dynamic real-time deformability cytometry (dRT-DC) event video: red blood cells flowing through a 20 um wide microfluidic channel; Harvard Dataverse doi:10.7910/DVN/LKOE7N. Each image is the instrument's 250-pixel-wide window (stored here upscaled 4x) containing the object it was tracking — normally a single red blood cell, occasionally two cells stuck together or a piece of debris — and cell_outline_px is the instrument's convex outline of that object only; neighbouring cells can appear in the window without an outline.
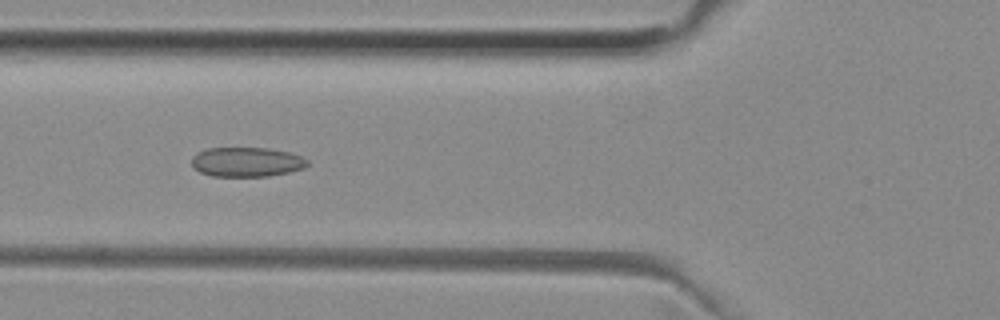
{"species": "common noctule bat (a hibernating species)", "species_latin": "Nyctalus noctula", "temperature_condition": "room temperature", "stored_images_in_passage": 23, "camera_frame_rate_fps": 3000, "um_per_image_px": 0.085, "animal": {"sex": "female", "body_mass_g": 29.2, "forearm_length_mm": 56.3}, "frame": {"image": 1, "passage_image": 7, "time_ms": 2.0, "image_size_px": [1000, 320], "cell_outline_px": [[308, 164], [304, 168], [288, 172], [268, 176], [212, 176], [200, 172], [192, 168], [192, 156], [196, 152], [208, 148], [268, 148], [288, 152], [300, 156], [308, 160]], "centroid_in_image_um": [20.93, 13.76], "position_along_channel_um": 104.9, "area_um2": 19.94}}
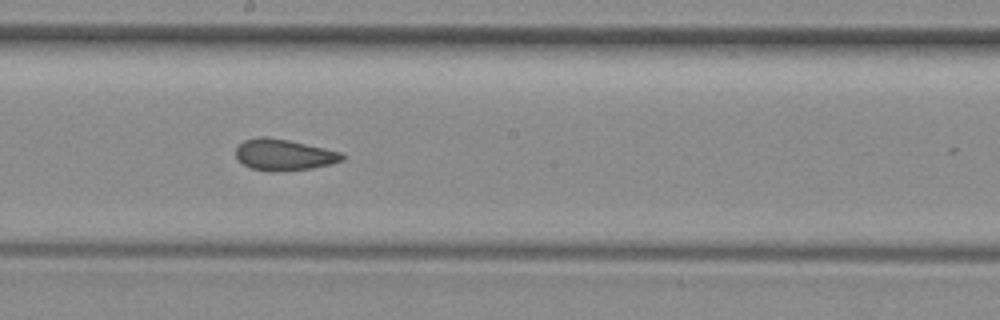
{"frame": {"image": 2, "passage_image": 16, "time_ms": 5.0, "image_size_px": [1000, 320], "cell_outline_px": [[344, 160], [312, 168], [272, 172], [252, 168], [244, 164], [236, 156], [236, 148], [244, 140], [260, 136], [264, 136], [288, 140], [324, 148], [340, 152], [344, 156]], "centroid_in_image_um": [24.11, 13.15], "position_along_channel_um": 224.1, "area_um2": 19.07}}
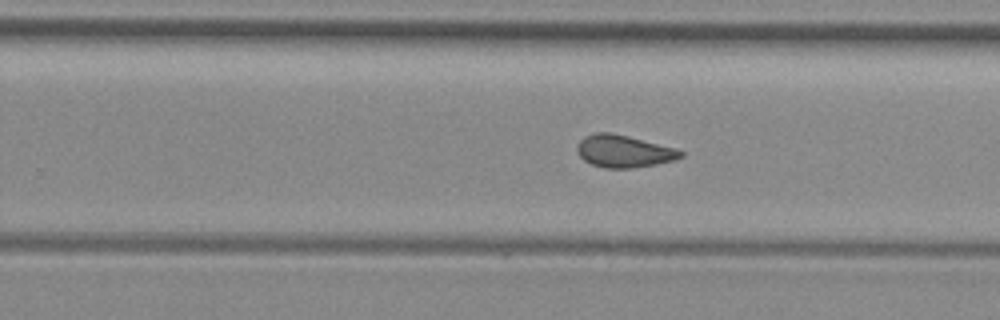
{"frame": {"image": 3, "passage_image": 20, "time_ms": 6.333, "image_size_px": [1000, 320], "cell_outline_px": [[684, 156], [676, 160], [656, 164], [632, 168], [604, 168], [592, 164], [584, 160], [576, 152], [576, 148], [580, 140], [584, 136], [596, 132], [612, 132], [676, 148], [684, 152]], "centroid_in_image_um": [53.02, 12.85], "position_along_channel_um": 276.8, "area_um2": 19.65}}